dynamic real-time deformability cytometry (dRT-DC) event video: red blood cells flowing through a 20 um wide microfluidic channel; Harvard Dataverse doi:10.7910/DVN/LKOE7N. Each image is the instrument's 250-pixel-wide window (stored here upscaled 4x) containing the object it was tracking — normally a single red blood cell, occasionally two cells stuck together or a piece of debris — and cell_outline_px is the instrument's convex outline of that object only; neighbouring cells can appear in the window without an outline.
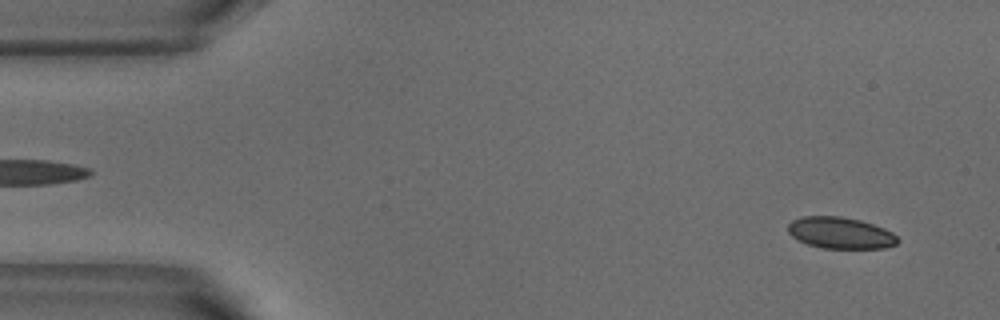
{"species": "common noctule bat (a hibernating species)", "species_latin": "Nyctalus noctula", "temperature_condition": "warm", "stored_images_in_passage": 52, "camera_frame_rate_fps": 3000, "um_per_image_px": 0.085, "animal": {"sex": "male", "body_mass_g": 18.8}, "frame": {"image": 1, "passage_image": 3, "time_ms": 0.667, "image_size_px": [1000, 320], "cell_outline_px": [[900, 240], [896, 244], [884, 248], [824, 248], [808, 244], [792, 236], [788, 232], [788, 224], [792, 220], [804, 216], [840, 216], [860, 220], [884, 228], [892, 232]], "centroid_in_image_um": [71.44, 19.79], "position_along_channel_um": 13.6, "area_um2": 20.0}}
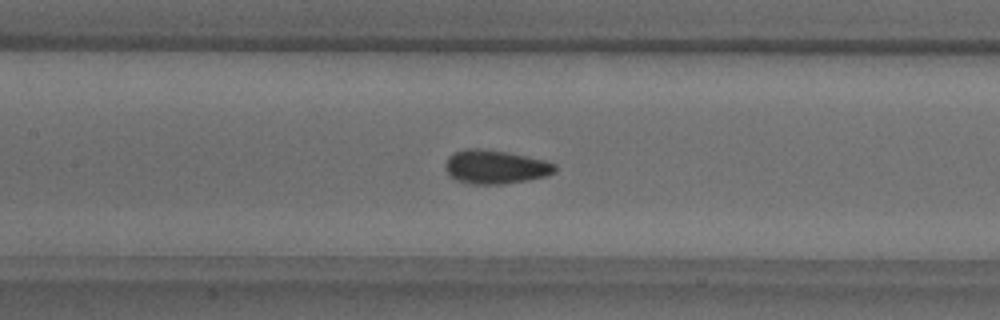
{"frame": {"image": 2, "passage_image": 23, "time_ms": 7.333, "image_size_px": [1000, 320], "cell_outline_px": [[556, 172], [544, 176], [528, 180], [504, 184], [468, 184], [456, 180], [444, 168], [444, 164], [448, 156], [452, 152], [464, 148], [476, 148], [504, 152], [544, 160], [556, 164]], "centroid_in_image_um": [42.06, 14.19], "position_along_channel_um": 165.3, "area_um2": 21.56}}
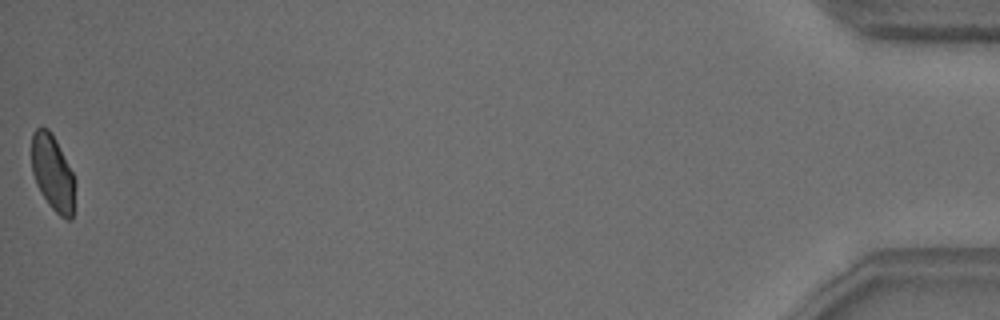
{"frame": {"image": 3, "passage_image": 52, "time_ms": 17.0, "image_size_px": [1000, 320], "cell_outline_px": [[76, 180], [72, 220], [68, 220], [60, 216], [48, 204], [40, 192], [36, 184], [32, 172], [32, 132], [36, 128], [48, 128], [56, 140]], "centroid_in_image_um": [4.49, 14.72], "position_along_channel_um": 430.7, "area_um2": 19.25}, "authors_computed_cell_mechanics": {"area_um2": 21.0681, "velocity_mm_per_s": 3.7858, "shape_relaxation_time_tau1_ms": 5.0394, "shape_relaxation_time_tau2_ms": 0.8639, "deformation_change_tau1": 0.1226, "deformation_change_tau2": 0.049}}